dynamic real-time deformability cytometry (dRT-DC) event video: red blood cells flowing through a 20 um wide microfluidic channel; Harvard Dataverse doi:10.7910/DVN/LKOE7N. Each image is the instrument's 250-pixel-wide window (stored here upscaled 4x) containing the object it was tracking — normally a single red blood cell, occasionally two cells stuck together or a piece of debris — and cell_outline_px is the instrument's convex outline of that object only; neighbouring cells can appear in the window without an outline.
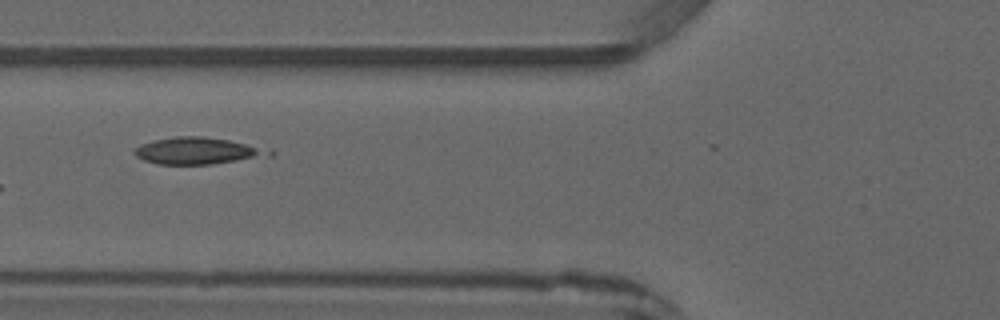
{"species": "common noctule bat (a hibernating species)", "species_latin": "Nyctalus noctula", "temperature_condition": "warm", "stored_images_in_passage": 7, "camera_frame_rate_fps": 3000, "um_per_image_px": 0.085, "animal": {"sex": "male", "forearm_length_mm": 52.5}, "frame": {"image": 1, "passage_image": 7, "time_ms": 7.0, "image_size_px": [1000, 320], "cell_outline_px": [[276, 152], [272, 156], [212, 164], [156, 164], [144, 160], [136, 156], [132, 152], [132, 148], [140, 144], [156, 140], [176, 136], [204, 136], [228, 140], [272, 148]], "centroid_in_image_um": [16.86, 12.82], "position_along_channel_um": 108.9, "area_um2": 21.44}}